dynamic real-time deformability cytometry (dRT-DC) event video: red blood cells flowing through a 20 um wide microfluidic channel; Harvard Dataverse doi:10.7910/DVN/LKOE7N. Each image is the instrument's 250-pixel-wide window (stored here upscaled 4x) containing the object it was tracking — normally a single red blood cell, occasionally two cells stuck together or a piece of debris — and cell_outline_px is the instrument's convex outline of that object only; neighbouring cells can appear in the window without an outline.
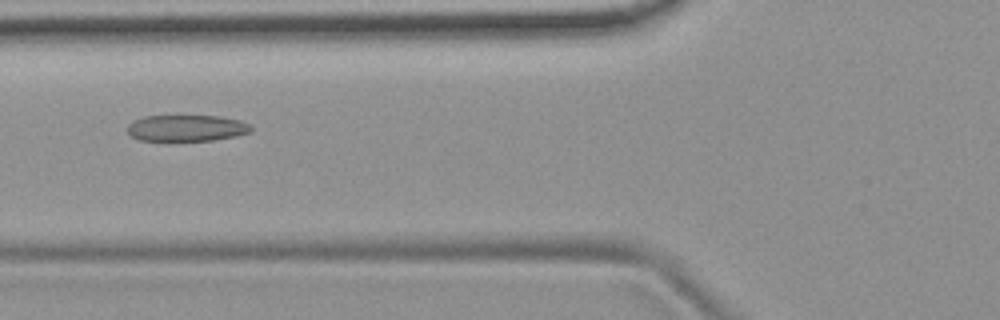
{"species": "common noctule bat (a hibernating species)", "species_latin": "Nyctalus noctula", "temperature_condition": "room temperature", "stored_images_in_passage": 5, "camera_frame_rate_fps": 3000, "um_per_image_px": 0.085, "animal": {"sex": "female", "body_mass_g": 19.9}, "frame": {"image": 1, "passage_image": 4, "time_ms": 3.333, "image_size_px": [1000, 320], "cell_outline_px": [[252, 132], [236, 136], [212, 140], [140, 140], [132, 136], [128, 132], [128, 124], [132, 120], [144, 116], [220, 116], [240, 120], [248, 124], [252, 128]], "centroid_in_image_um": [15.86, 10.88], "position_along_channel_um": 109.9, "area_um2": 18.9}}
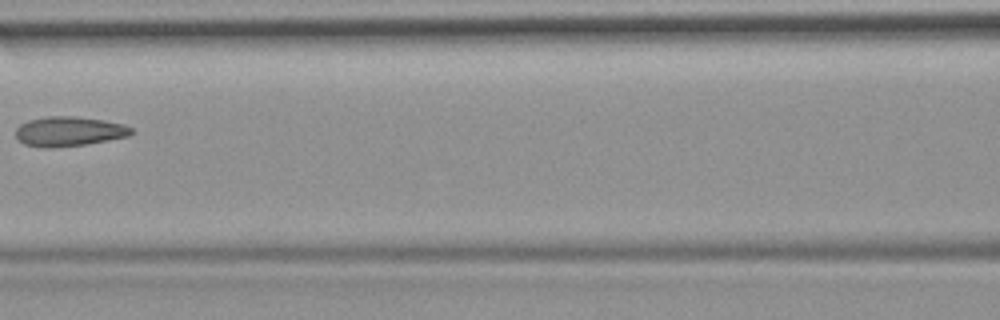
{"frame": {"image": 2, "passage_image": 5, "time_ms": 4.667, "image_size_px": [1000, 320], "cell_outline_px": [[132, 132], [128, 136], [108, 140], [84, 144], [48, 148], [44, 148], [24, 144], [16, 136], [16, 128], [20, 124], [28, 120], [48, 116], [76, 116], [104, 120], [124, 124], [132, 128]], "centroid_in_image_um": [5.85, 11.16], "position_along_channel_um": 160.8, "area_um2": 19.88}}